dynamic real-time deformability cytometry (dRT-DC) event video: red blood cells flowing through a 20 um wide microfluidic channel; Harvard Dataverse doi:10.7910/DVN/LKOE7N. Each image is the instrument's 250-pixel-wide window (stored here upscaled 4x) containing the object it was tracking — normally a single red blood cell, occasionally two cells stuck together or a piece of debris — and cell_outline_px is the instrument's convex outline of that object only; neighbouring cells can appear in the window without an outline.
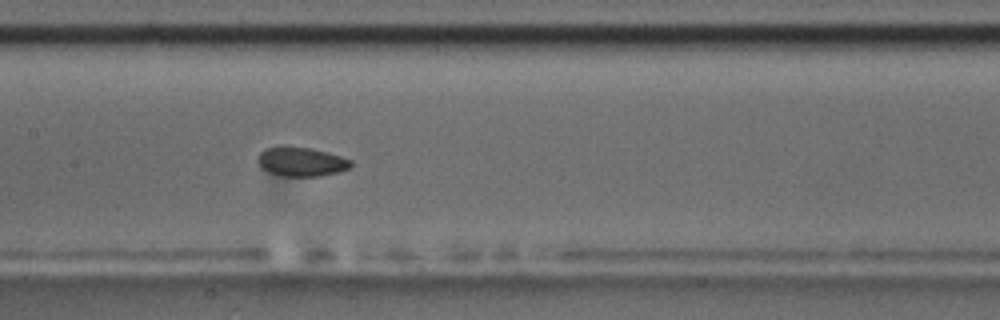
{"species": "common noctule bat (a hibernating species)", "species_latin": "Nyctalus noctula", "temperature_condition": "room temperature", "stored_images_in_passage": 6, "camera_frame_rate_fps": 3000, "um_per_image_px": 0.085, "animal": {"sex": "male", "body_mass_g": 17.5, "forearm_length_mm": 52.3}, "frame": {"image": 1, "passage_image": 6, "time_ms": 5.333, "image_size_px": [1000, 320], "cell_outline_px": [[352, 164], [348, 168], [336, 172], [320, 176], [280, 176], [268, 172], [260, 168], [256, 160], [260, 152], [264, 148], [280, 144], [284, 144], [312, 148], [340, 156], [352, 160]], "centroid_in_image_um": [25.51, 13.71], "position_along_channel_um": 181.9, "area_um2": 16.3}}